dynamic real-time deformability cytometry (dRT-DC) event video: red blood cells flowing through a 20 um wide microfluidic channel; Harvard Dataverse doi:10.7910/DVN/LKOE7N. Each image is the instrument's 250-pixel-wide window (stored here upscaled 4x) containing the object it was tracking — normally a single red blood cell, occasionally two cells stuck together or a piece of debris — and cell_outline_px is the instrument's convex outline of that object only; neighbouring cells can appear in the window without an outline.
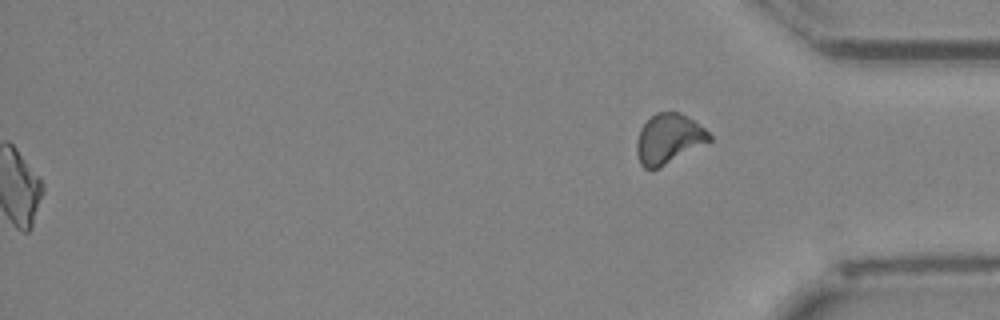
{"species": "Egyptian fruit bat (a non-hibernating species)", "species_latin": "Rousettus aegyptiacus", "temperature_condition": "cold", "stored_images_in_passage": 49, "segment_of_instrument_passage": [2, 2], "camera_frame_rate_fps": 3000, "um_per_image_px": 0.085, "animal": {"sex": "female"}, "frame": {"image": 1, "passage_image": 49, "time_ms": 16.0, "image_size_px": [1000, 320], "cell_outline_px": [[712, 140], [652, 172], [644, 168], [640, 164], [636, 152], [636, 140], [640, 128], [656, 112], [680, 112], [688, 116], [704, 128], [712, 136]], "centroid_in_image_um": [56.81, 11.82], "position_along_channel_um": 378.4, "area_um2": 21.33}}